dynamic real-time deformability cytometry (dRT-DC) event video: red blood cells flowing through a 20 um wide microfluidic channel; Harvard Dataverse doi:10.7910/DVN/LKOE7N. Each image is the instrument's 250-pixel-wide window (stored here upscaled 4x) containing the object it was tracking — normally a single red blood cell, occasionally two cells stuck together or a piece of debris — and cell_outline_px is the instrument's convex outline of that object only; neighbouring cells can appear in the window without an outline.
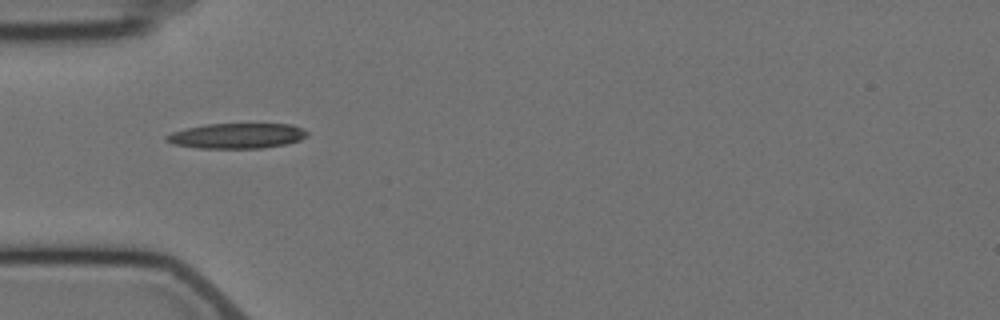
{"species": "Egyptian fruit bat (a non-hibernating species)", "species_latin": "Rousettus aegyptiacus", "temperature_condition": "cold", "stored_images_in_passage": 2, "camera_frame_rate_fps": 3000, "um_per_image_px": 0.085, "animal": {"sex": "female"}, "frame": {"image": 1, "passage_image": 1, "time_ms": 0.0, "image_size_px": [1000, 320], "cell_outline_px": [[308, 136], [300, 140], [284, 144], [264, 148], [196, 148], [172, 144], [164, 140], [164, 136], [172, 132], [204, 124], [292, 124], [308, 132]], "centroid_in_image_um": [20.1, 11.55], "position_along_channel_um": 64.9, "area_um2": 20.75}}
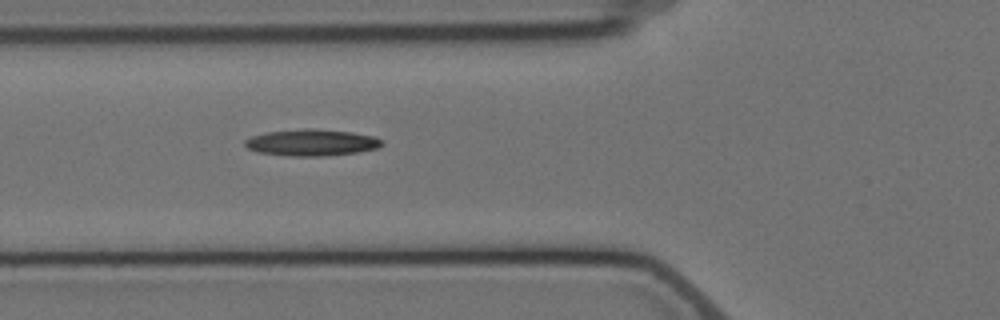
{"frame": {"image": 2, "passage_image": 2, "time_ms": 1.0, "image_size_px": [1000, 320], "cell_outline_px": [[384, 144], [380, 148], [356, 152], [324, 156], [288, 156], [256, 152], [248, 148], [244, 144], [244, 140], [252, 136], [268, 132], [304, 128], [312, 128], [352, 132], [376, 136], [384, 140]], "centroid_in_image_um": [26.53, 12.11], "position_along_channel_um": 99.3, "area_um2": 21.44}}